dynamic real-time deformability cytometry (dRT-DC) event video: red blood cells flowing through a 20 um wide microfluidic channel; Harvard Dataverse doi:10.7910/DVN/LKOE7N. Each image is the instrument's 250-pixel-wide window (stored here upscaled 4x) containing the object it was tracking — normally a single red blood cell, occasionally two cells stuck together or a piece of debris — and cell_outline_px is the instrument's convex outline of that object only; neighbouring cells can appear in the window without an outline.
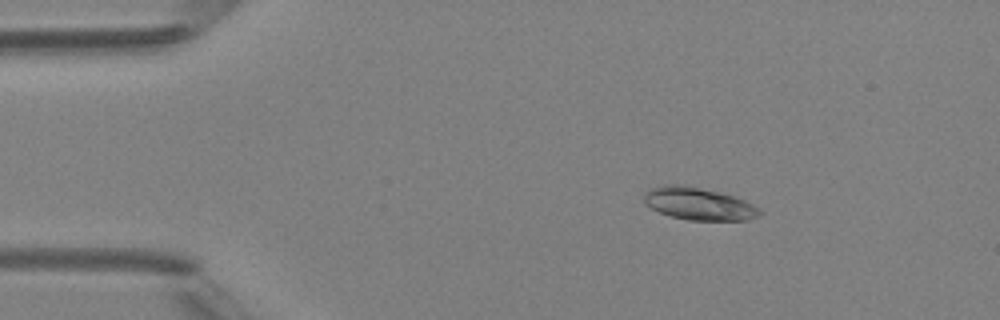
{"species": "Egyptian fruit bat (a non-hibernating species)", "species_latin": "Rousettus aegyptiacus", "temperature_condition": "room temperature", "stored_images_in_passage": 4, "camera_frame_rate_fps": 3000, "um_per_image_px": 0.085, "animal": {"sex": "female"}, "frame": {"image": 1, "passage_image": 3, "time_ms": 2.333, "image_size_px": [1000, 320], "cell_outline_px": [[764, 212], [760, 216], [748, 220], [688, 220], [672, 216], [660, 212], [644, 204], [644, 196], [648, 188], [664, 184], [684, 184], [720, 192], [744, 200], [760, 208]], "centroid_in_image_um": [59.4, 17.31], "position_along_channel_um": 25.6, "area_um2": 22.08}}